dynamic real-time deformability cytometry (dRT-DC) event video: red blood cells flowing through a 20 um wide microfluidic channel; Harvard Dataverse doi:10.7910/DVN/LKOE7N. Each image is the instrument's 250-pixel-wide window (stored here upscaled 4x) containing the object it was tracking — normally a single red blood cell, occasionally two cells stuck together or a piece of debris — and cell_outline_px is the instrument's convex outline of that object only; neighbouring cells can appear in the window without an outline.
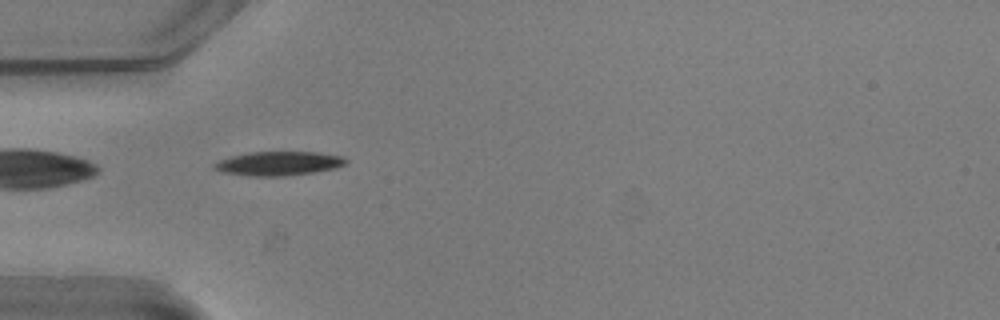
{"species": "common noctule bat (a hibernating species)", "species_latin": "Nyctalus noctula", "temperature_condition": "warm", "stored_images_in_passage": 4, "camera_frame_rate_fps": 3000, "um_per_image_px": 0.085, "animal": {"sex": "male", "body_mass_g": 20.5, "forearm_length_mm": 52.5}, "frame": {"image": 1, "passage_image": 1, "time_ms": 0.0, "image_size_px": [1000, 320], "cell_outline_px": [[348, 164], [336, 168], [312, 172], [284, 176], [248, 176], [224, 172], [212, 168], [212, 164], [220, 160], [232, 156], [248, 152], [316, 152], [344, 156], [348, 160]], "centroid_in_image_um": [23.71, 13.89], "position_along_channel_um": 61.3, "area_um2": 18.5}}